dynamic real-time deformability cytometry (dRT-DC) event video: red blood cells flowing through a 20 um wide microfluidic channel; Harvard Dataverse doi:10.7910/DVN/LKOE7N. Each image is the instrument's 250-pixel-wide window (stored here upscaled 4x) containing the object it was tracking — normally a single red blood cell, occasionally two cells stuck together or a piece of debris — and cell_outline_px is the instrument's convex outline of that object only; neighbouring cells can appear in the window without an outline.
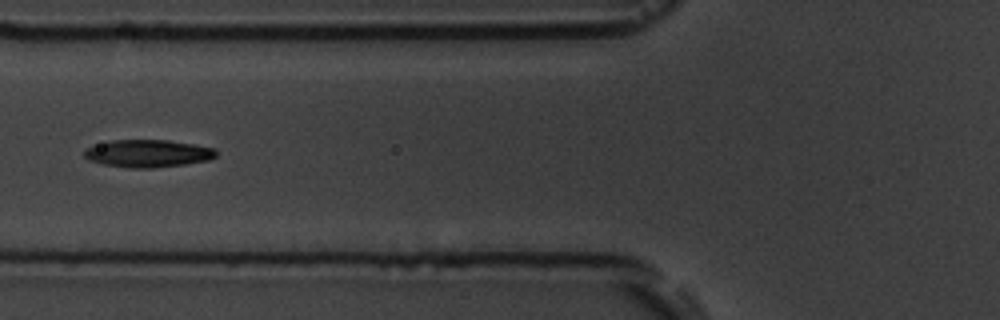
{"species": "common noctule bat (a hibernating species)", "species_latin": "Nyctalus noctula", "temperature_condition": "room temperature", "stored_images_in_passage": 6, "camera_frame_rate_fps": 3000, "um_per_image_px": 0.085, "animal": {"sex": "male", "body_mass_g": 19.5, "forearm_length_mm": 54.6}, "frame": {"image": 1, "passage_image": 6, "time_ms": 5.667, "image_size_px": [1000, 320], "cell_outline_px": [[216, 156], [208, 160], [184, 164], [152, 168], [132, 168], [104, 164], [88, 160], [84, 156], [84, 152], [88, 148], [112, 140], [168, 140], [196, 144], [216, 148]], "centroid_in_image_um": [12.62, 13.04], "position_along_channel_um": 113.2, "area_um2": 20.98}}